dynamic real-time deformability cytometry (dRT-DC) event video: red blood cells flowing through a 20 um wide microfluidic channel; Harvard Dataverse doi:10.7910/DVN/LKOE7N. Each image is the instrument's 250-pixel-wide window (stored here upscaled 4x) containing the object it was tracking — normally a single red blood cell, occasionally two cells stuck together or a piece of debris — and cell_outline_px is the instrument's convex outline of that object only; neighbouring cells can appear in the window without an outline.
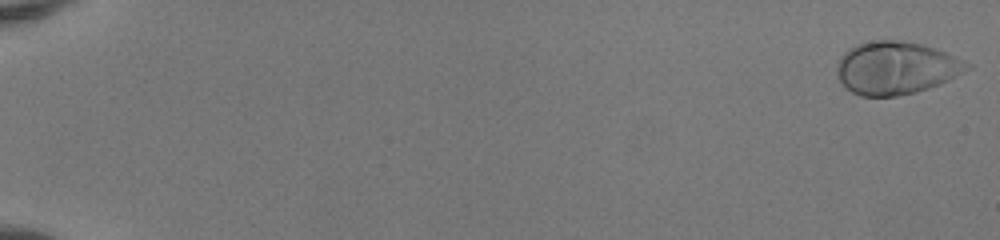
{"species": "human", "species_latin": "Homo sapiens", "temperature_condition": "room temperature", "stored_images_in_passage": 52, "camera_frame_rate_fps": 3000, "um_per_image_px": 0.085, "donor": {"sex": "female"}, "frame": {"image": 1, "passage_image": 1, "time_ms": 0.0, "image_size_px": [1000, 240], "cell_outline_px": [[972, 68], [940, 84], [916, 92], [896, 96], [860, 96], [852, 92], [840, 80], [836, 72], [836, 68], [844, 52], [856, 44], [872, 40], [904, 40], [920, 44], [956, 56], [972, 64]], "centroid_in_image_um": [76.18, 5.77], "position_along_channel_um": 8.8, "area_um2": 39.94}}
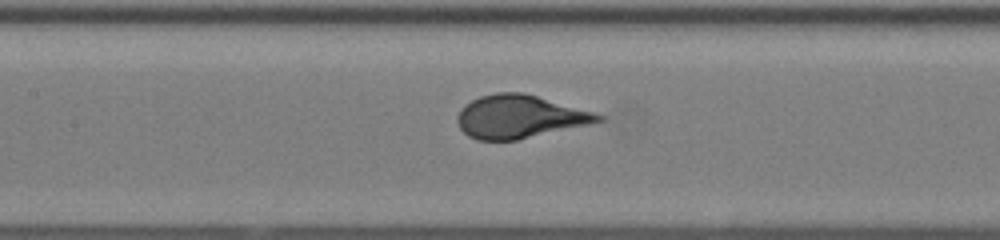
{"frame": {"image": 2, "passage_image": 27, "time_ms": 8.667, "image_size_px": [1000, 240], "cell_outline_px": [[604, 120], [588, 124], [516, 140], [476, 140], [468, 136], [460, 128], [456, 120], [456, 116], [460, 108], [464, 104], [480, 96], [496, 92], [524, 92], [592, 112], [604, 116]], "centroid_in_image_um": [44.09, 9.91], "position_along_channel_um": 163.3, "area_um2": 35.08}}
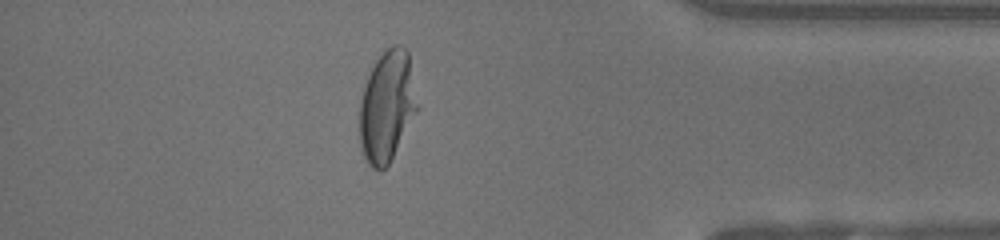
{"frame": {"image": 3, "passage_image": 46, "time_ms": 15.0, "image_size_px": [1000, 240], "cell_outline_px": [[420, 108], [388, 164], [380, 172], [372, 168], [368, 164], [364, 156], [360, 144], [360, 100], [368, 76], [376, 60], [388, 48], [396, 44], [400, 44], [408, 52]], "centroid_in_image_um": [32.92, 9.05], "position_along_channel_um": 402.3, "area_um2": 37.4}}